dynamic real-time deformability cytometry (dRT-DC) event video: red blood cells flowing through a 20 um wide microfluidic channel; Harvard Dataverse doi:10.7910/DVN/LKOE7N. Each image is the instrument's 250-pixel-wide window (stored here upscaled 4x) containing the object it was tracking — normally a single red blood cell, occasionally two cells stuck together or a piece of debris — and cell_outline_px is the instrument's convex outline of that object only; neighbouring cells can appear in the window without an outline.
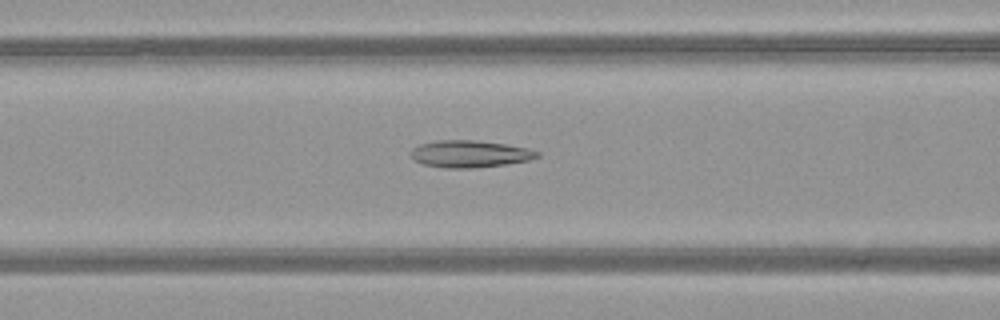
{"species": "common noctule bat (a hibernating species)", "species_latin": "Nyctalus noctula", "temperature_condition": "warm", "stored_images_in_passage": 51, "camera_frame_rate_fps": 3000, "um_per_image_px": 0.085, "animal": {"sex": "female", "body_mass_g": 21.9}, "frame": {"image": 1, "passage_image": 22, "time_ms": 7.0, "image_size_px": [1000, 320], "cell_outline_px": [[540, 156], [528, 160], [504, 164], [476, 168], [444, 168], [424, 164], [412, 160], [412, 148], [420, 144], [436, 140], [472, 140], [504, 144], [528, 148], [540, 152]], "centroid_in_image_um": [39.92, 13.08], "position_along_channel_um": 126.7, "area_um2": 19.83}}
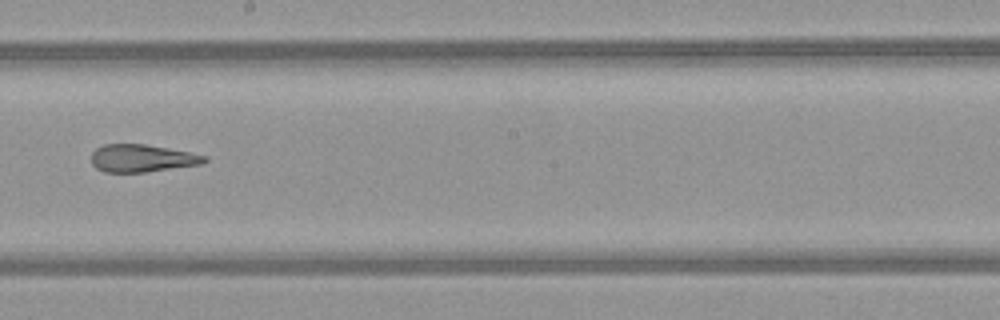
{"frame": {"image": 2, "passage_image": 30, "time_ms": 9.667, "image_size_px": [1000, 320], "cell_outline_px": [[208, 160], [204, 164], [144, 172], [104, 172], [96, 168], [92, 164], [92, 152], [96, 148], [104, 144], [144, 144], [168, 148], [208, 156]], "centroid_in_image_um": [12.08, 13.45], "position_along_channel_um": 236.1, "area_um2": 18.21}}
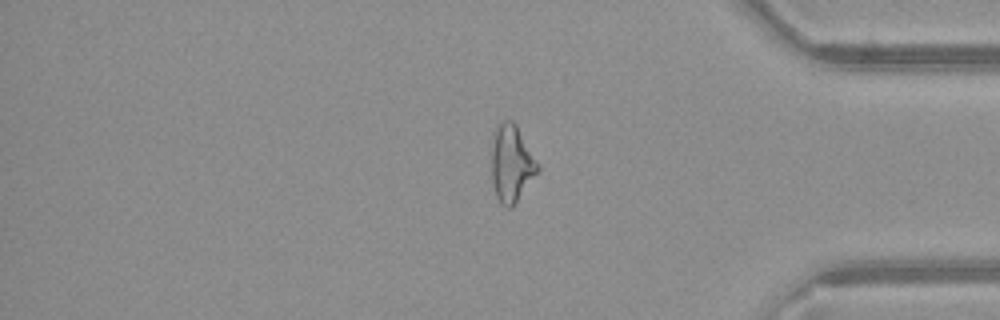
{"frame": {"image": 3, "passage_image": 43, "time_ms": 14.0, "image_size_px": [1000, 320], "cell_outline_px": [[540, 172], [512, 208], [504, 208], [500, 204], [496, 196], [492, 184], [492, 132], [496, 124], [504, 120], [512, 120], [516, 124], [540, 164]], "centroid_in_image_um": [43.49, 13.91], "position_along_channel_um": 391.7, "area_um2": 21.5}, "authors_computed_cell_mechanics": {"area_um2": 21.9062, "velocity_mm_per_s": 4.101, "shape_relaxation_time_tau1_ms": null, "shape_relaxation_time_tau2_ms": 2.1692, "deformation_change_tau1": null, "deformation_change_tau2": 0.1208}}